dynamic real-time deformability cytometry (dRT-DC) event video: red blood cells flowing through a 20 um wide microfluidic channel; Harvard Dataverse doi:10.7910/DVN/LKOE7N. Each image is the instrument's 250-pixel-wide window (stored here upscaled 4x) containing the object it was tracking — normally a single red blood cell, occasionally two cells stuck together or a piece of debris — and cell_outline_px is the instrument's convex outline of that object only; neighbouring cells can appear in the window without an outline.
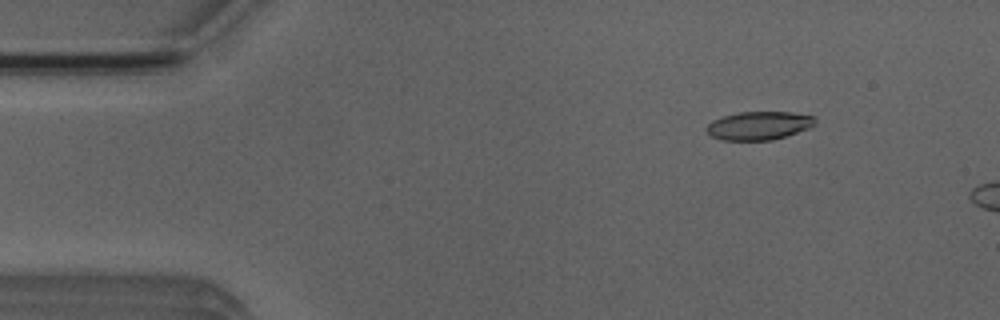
{"species": "Egyptian fruit bat (a non-hibernating species)", "species_latin": "Rousettus aegyptiacus", "temperature_condition": "room temperature", "stored_images_in_passage": 12, "camera_frame_rate_fps": 3000, "um_per_image_px": 0.085, "animal": {"sex": "male"}, "frame": {"image": 1, "passage_image": 7, "time_ms": 2.0, "image_size_px": [1000, 320], "cell_outline_px": [[816, 124], [812, 128], [772, 140], [724, 140], [712, 136], [704, 128], [712, 120], [724, 116], [740, 112], [792, 112], [816, 116]], "centroid_in_image_um": [64.56, 10.67], "position_along_channel_um": 20.4, "area_um2": 18.09}}